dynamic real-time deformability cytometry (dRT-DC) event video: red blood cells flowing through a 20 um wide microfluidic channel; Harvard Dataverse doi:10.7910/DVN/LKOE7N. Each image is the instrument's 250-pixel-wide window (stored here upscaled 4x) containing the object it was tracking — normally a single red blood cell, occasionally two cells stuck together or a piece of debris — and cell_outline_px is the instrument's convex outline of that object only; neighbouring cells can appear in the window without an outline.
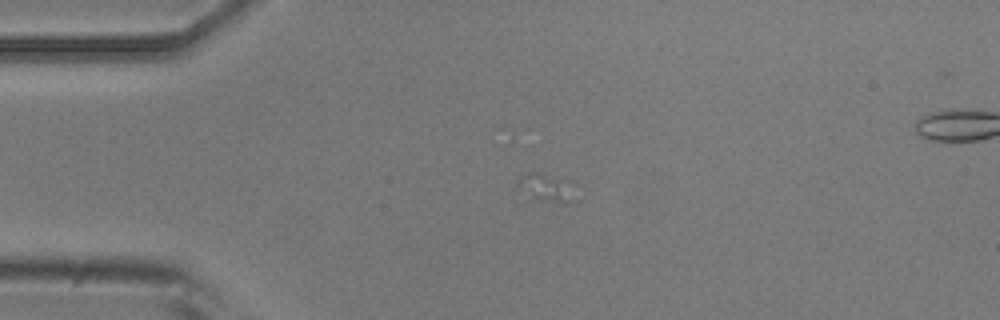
{"species": "common noctule bat (a hibernating species)", "species_latin": "Nyctalus noctula", "temperature_condition": "room temperature", "stored_images_in_passage": 3, "camera_frame_rate_fps": 3000, "um_per_image_px": 0.085, "animal": {"sex": "male", "body_mass_g": 20.5, "forearm_length_mm": 52.5}, "frame": {"image": 1, "passage_image": 1, "time_ms": 0.0, "image_size_px": [1000, 320], "cell_outline_px": [[576, 200], [568, 204], [516, 204], [516, 184], [520, 176], [528, 172], [540, 172], [556, 180]], "centroid_in_image_um": [45.98, 16.18], "position_along_channel_um": 39.0, "area_um2": 10.35}}